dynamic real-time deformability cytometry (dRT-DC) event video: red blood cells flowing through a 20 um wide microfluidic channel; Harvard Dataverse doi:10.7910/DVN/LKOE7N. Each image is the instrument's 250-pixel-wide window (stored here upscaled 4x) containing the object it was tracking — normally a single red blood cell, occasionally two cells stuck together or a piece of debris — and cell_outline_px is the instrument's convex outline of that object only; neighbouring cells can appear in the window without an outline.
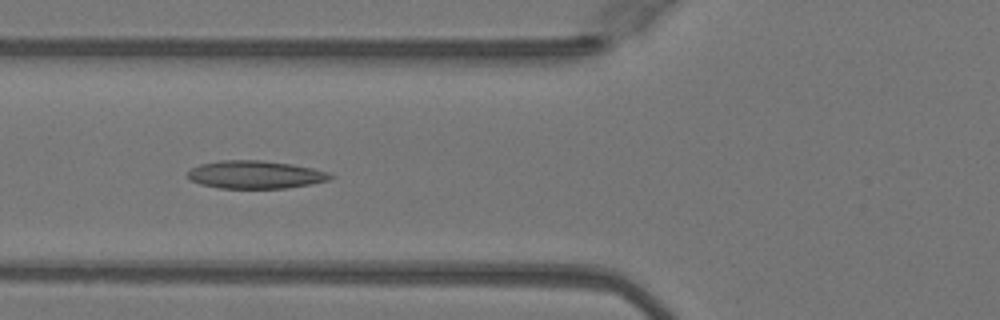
{"species": "Egyptian fruit bat (a non-hibernating species)", "species_latin": "Rousettus aegyptiacus", "temperature_condition": "warm", "stored_images_in_passage": 50, "camera_frame_rate_fps": 3000, "um_per_image_px": 0.085, "animal": {"sex": "female"}, "frame": {"image": 1, "passage_image": 19, "time_ms": 6.0, "image_size_px": [1000, 320], "cell_outline_px": [[336, 176], [332, 180], [312, 184], [288, 188], [220, 188], [200, 184], [192, 180], [188, 176], [188, 172], [192, 168], [200, 164], [220, 160], [264, 160], [292, 164], [312, 168], [328, 172]], "centroid_in_image_um": [21.77, 14.84], "position_along_channel_um": 104.0, "area_um2": 23.35}}
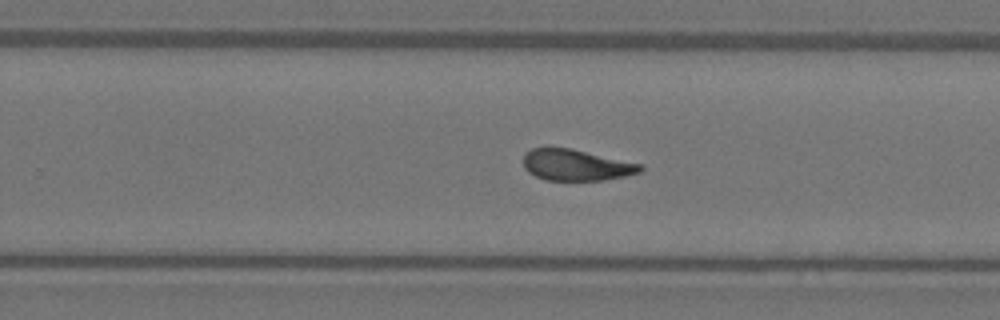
{"frame": {"image": 2, "passage_image": 32, "time_ms": 10.333, "image_size_px": [1000, 320], "cell_outline_px": [[644, 168], [640, 172], [624, 176], [604, 180], [544, 180], [528, 172], [524, 168], [524, 152], [532, 148], [548, 144], [572, 148], [644, 164]], "centroid_in_image_um": [48.94, 13.98], "position_along_channel_um": 280.9, "area_um2": 22.02}}
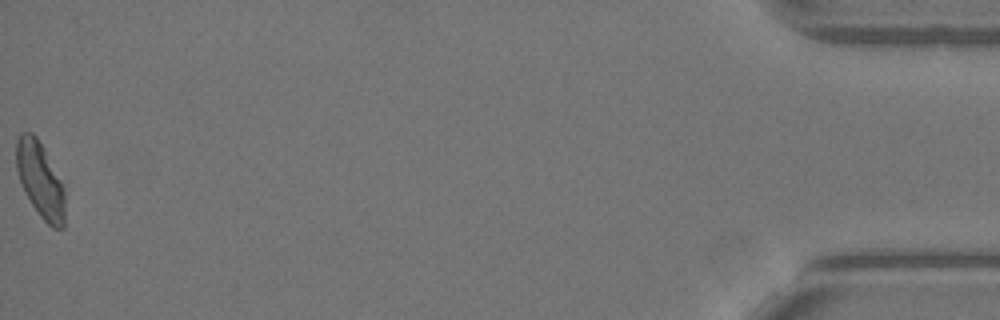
{"frame": {"image": 3, "passage_image": 50, "time_ms": 16.333, "image_size_px": [1000, 320], "cell_outline_px": [[64, 228], [52, 228], [40, 216], [32, 204], [20, 180], [16, 168], [16, 140], [20, 132], [32, 132], [36, 136], [60, 180], [64, 188]], "centroid_in_image_um": [3.41, 15.29], "position_along_channel_um": 431.8, "area_um2": 20.87}, "authors_computed_cell_mechanics": {"area_um2": 22.7732, "velocity_mm_per_s": 4.0908, "shape_relaxation_time_tau1_ms": null, "shape_relaxation_time_tau2_ms": 2.14, "deformation_change_tau1": null, "deformation_change_tau2": 0.1046}}